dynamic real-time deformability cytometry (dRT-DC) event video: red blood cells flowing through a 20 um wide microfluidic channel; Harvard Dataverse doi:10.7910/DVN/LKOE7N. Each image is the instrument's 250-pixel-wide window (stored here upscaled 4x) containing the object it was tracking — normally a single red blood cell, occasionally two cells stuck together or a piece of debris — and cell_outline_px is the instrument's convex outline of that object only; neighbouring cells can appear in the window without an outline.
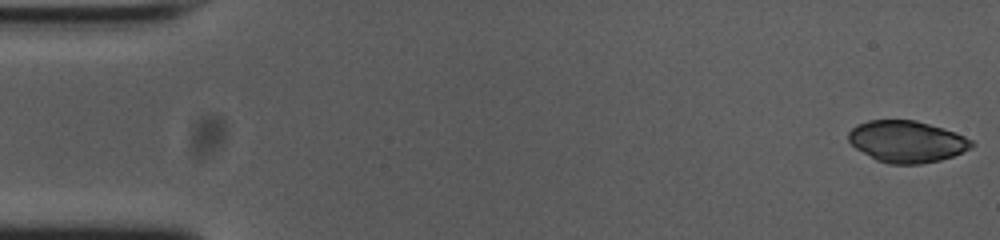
{"species": "common noctule bat (a hibernating species)", "species_latin": "Nyctalus noctula", "temperature_condition": "cold", "stored_images_in_passage": 53, "camera_frame_rate_fps": 3000, "um_per_image_px": 0.085, "animal": {"sex": "female", "body_mass_g": 23.0, "forearm_length_mm": 53.4}, "frame": {"image": 1, "passage_image": 1, "time_ms": 0.0, "image_size_px": [1000, 240], "cell_outline_px": [[976, 144], [972, 148], [952, 156], [940, 160], [920, 164], [888, 164], [876, 160], [856, 148], [848, 140], [848, 132], [856, 124], [868, 120], [916, 120], [944, 128], [964, 136], [972, 140]], "centroid_in_image_um": [77.08, 12.03], "position_along_channel_um": 7.9, "area_um2": 30.0}}